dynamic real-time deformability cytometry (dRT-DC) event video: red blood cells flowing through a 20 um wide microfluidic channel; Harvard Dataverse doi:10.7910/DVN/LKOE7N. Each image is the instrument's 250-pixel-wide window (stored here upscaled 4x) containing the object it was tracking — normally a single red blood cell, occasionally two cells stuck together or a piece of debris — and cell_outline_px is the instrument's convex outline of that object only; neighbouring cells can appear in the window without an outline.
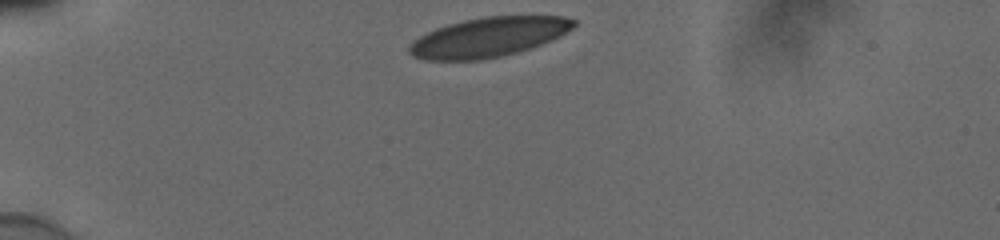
{"species": "human", "species_latin": "Homo sapiens", "temperature_condition": "cold", "stored_images_in_passage": 33, "camera_frame_rate_fps": 3000, "um_per_image_px": 0.085, "donor": {"sex": "male"}, "frame": {"image": 1, "passage_image": 1, "time_ms": 0.0, "image_size_px": [1000, 240], "cell_outline_px": [[576, 24], [572, 28], [560, 36], [552, 40], [516, 52], [500, 56], [480, 60], [428, 60], [412, 56], [408, 52], [408, 48], [412, 40], [436, 28], [448, 24], [464, 20], [484, 16], [564, 16], [576, 20]], "centroid_in_image_um": [41.5, 3.15], "position_along_channel_um": 43.5, "area_um2": 37.74}}
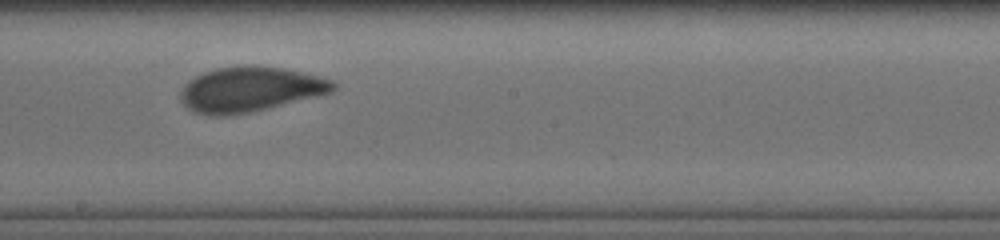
{"frame": {"image": 2, "passage_image": 19, "time_ms": 6.0, "image_size_px": [1000, 240], "cell_outline_px": [[336, 88], [328, 92], [248, 112], [224, 116], [208, 116], [196, 112], [188, 108], [180, 100], [180, 92], [184, 84], [188, 80], [204, 72], [216, 68], [284, 68], [320, 76], [332, 80], [336, 84]], "centroid_in_image_um": [21.18, 7.61], "position_along_channel_um": 227.0, "area_um2": 38.55}}
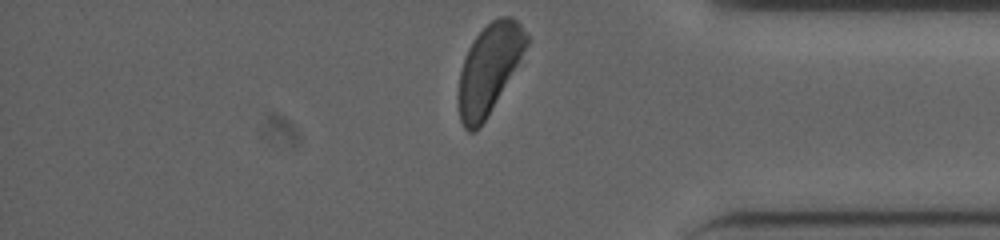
{"frame": {"image": 3, "passage_image": 33, "time_ms": 10.667, "image_size_px": [1000, 240], "cell_outline_px": [[528, 44], [484, 120], [472, 132], [468, 132], [464, 128], [460, 120], [456, 100], [456, 96], [460, 72], [468, 48], [476, 36], [492, 20], [500, 16], [512, 16], [520, 24], [528, 36]], "centroid_in_image_um": [41.51, 5.83], "position_along_channel_um": 393.7, "area_um2": 34.45}, "authors_computed_cell_mechanics": {"area_um2": 39.1884, "velocity_mm_per_s": 3.8451, "shape_relaxation_time_tau1_ms": 3.4502, "shape_relaxation_time_tau2_ms": null, "deformation_change_tau1": 0.1161, "deformation_change_tau2": null}}